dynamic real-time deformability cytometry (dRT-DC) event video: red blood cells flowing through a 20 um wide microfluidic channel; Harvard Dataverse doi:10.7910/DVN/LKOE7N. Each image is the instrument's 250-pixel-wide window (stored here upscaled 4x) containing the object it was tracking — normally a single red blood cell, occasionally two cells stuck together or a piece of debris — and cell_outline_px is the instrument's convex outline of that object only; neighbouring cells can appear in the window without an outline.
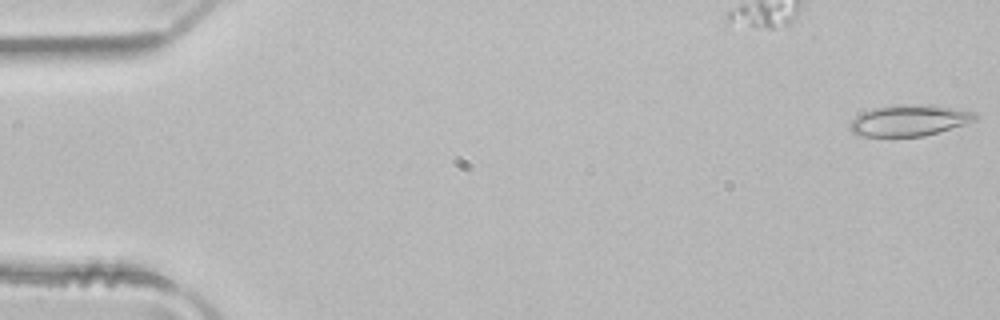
{"species": "common noctule bat (a hibernating species)", "species_latin": "Nyctalus noctula", "temperature_condition": "room temperature", "stored_images_in_passage": 5, "camera_frame_rate_fps": 3000, "um_per_image_px": 0.085, "animal": {"sex": "male", "body_mass_g": 21.5, "forearm_length_mm": 52.0}, "frame": {"image": 1, "passage_image": 1, "time_ms": 0.0, "image_size_px": [1000, 320], "cell_outline_px": [[976, 120], [964, 124], [924, 136], [856, 136], [848, 128], [848, 124], [856, 116], [872, 108], [912, 104], [948, 108], [972, 112], [976, 116]], "centroid_in_image_um": [77.18, 10.26], "position_along_channel_um": 7.8, "area_um2": 22.14}}
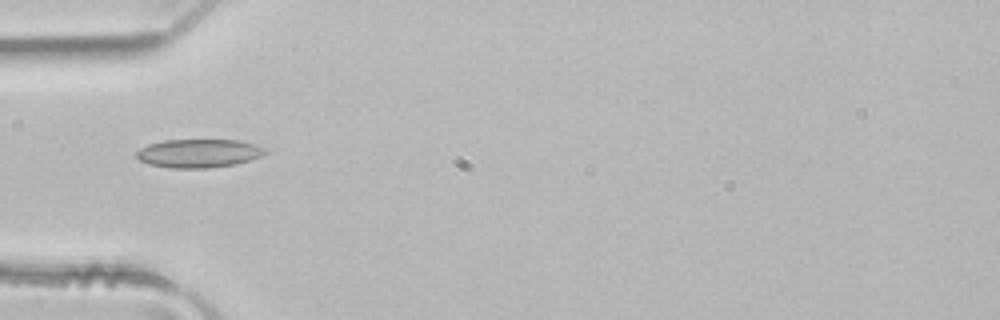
{"frame": {"image": 2, "passage_image": 5, "time_ms": 1.333, "image_size_px": [1000, 320], "cell_outline_px": [[268, 152], [260, 156], [236, 164], [208, 168], [168, 168], [148, 164], [140, 160], [136, 156], [136, 152], [140, 148], [148, 144], [164, 140], [236, 140], [252, 144], [264, 148]], "centroid_in_image_um": [16.84, 13.04], "position_along_channel_um": 68.2, "area_um2": 21.27}}